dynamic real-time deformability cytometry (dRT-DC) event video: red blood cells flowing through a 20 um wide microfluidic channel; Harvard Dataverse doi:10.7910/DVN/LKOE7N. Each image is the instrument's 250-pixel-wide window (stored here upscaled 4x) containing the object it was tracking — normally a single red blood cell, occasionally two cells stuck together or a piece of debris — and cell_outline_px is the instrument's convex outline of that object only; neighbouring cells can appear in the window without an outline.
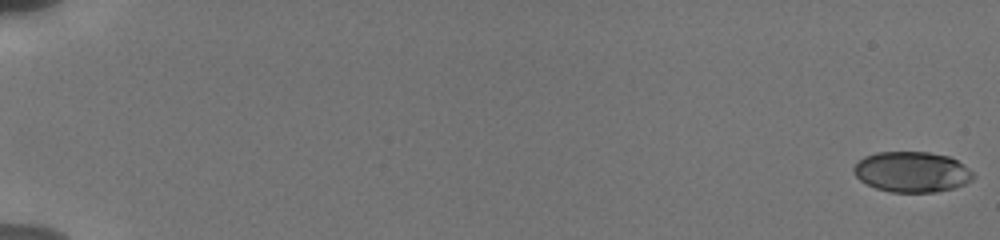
{"species": "human", "species_latin": "Homo sapiens", "temperature_condition": "cold", "stored_images_in_passage": 56, "camera_frame_rate_fps": 3000, "um_per_image_px": 0.085, "donor": {"sex": "male"}, "frame": {"image": 1, "passage_image": 1, "time_ms": 0.0, "image_size_px": [1000, 240], "cell_outline_px": [[976, 176], [972, 180], [964, 184], [952, 188], [936, 192], [892, 192], [876, 188], [860, 180], [852, 172], [852, 168], [864, 156], [876, 152], [928, 152], [948, 156], [964, 164]], "centroid_in_image_um": [77.51, 14.61], "position_along_channel_um": 7.5, "area_um2": 28.21}}
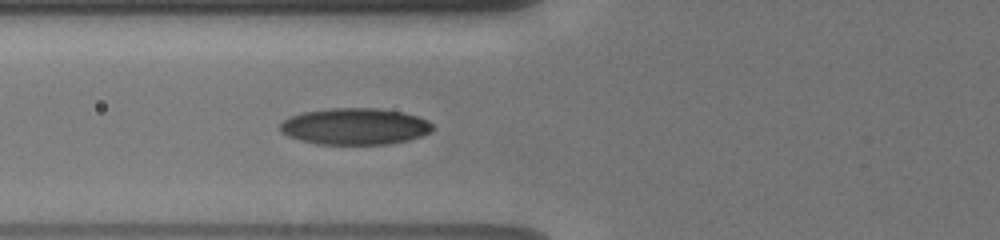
{"frame": {"image": 2, "passage_image": 24, "time_ms": 7.667, "image_size_px": [1000, 240], "cell_outline_px": [[432, 132], [408, 140], [388, 144], [316, 144], [300, 140], [288, 136], [280, 132], [280, 124], [288, 116], [304, 112], [332, 108], [376, 108], [404, 112], [428, 120], [432, 124]], "centroid_in_image_um": [30.15, 10.74], "position_along_channel_um": 95.6, "area_um2": 32.54}}
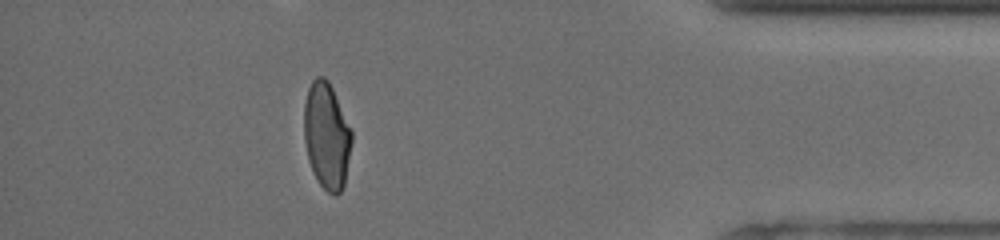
{"frame": {"image": 3, "passage_image": 51, "time_ms": 16.667, "image_size_px": [1000, 240], "cell_outline_px": [[352, 144], [344, 184], [340, 192], [336, 196], [328, 192], [320, 184], [312, 172], [308, 160], [304, 140], [304, 104], [308, 88], [312, 80], [316, 76], [324, 76], [328, 80], [352, 128]], "centroid_in_image_um": [27.77, 11.53], "position_along_channel_um": 407.4, "area_um2": 29.88}, "authors_computed_cell_mechanics": {"area_um2": 30.2005, "velocity_mm_per_s": 3.8396, "shape_relaxation_time_tau1_ms": 4.8239, "shape_relaxation_time_tau2_ms": 1.6501, "deformation_change_tau1": 0.1694, "deformation_change_tau2": 0.0587}}